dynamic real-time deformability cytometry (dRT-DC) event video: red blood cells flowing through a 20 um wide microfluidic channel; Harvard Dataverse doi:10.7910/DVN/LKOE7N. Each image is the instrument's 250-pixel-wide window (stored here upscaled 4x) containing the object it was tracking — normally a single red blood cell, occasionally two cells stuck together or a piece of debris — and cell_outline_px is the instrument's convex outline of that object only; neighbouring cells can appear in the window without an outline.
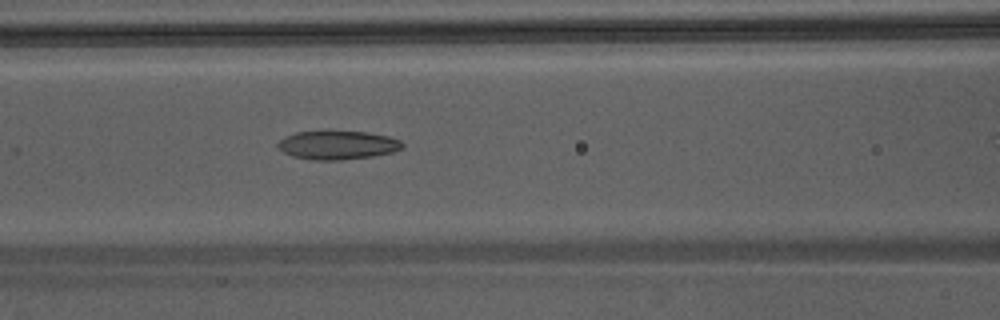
{"species": "Egyptian fruit bat (a non-hibernating species)", "species_latin": "Rousettus aegyptiacus", "temperature_condition": "warm", "stored_images_in_passage": 26, "camera_frame_rate_fps": 3000, "um_per_image_px": 0.085, "animal": {"sex": "male"}, "frame": {"image": 1, "passage_image": 8, "time_ms": 2.333, "image_size_px": [1000, 320], "cell_outline_px": [[404, 144], [400, 148], [392, 152], [372, 156], [340, 160], [312, 160], [292, 156], [276, 148], [276, 144], [280, 140], [296, 132], [328, 128], [368, 132], [388, 136], [400, 140]], "centroid_in_image_um": [28.64, 12.28], "position_along_channel_um": 138.0, "area_um2": 21.56}}
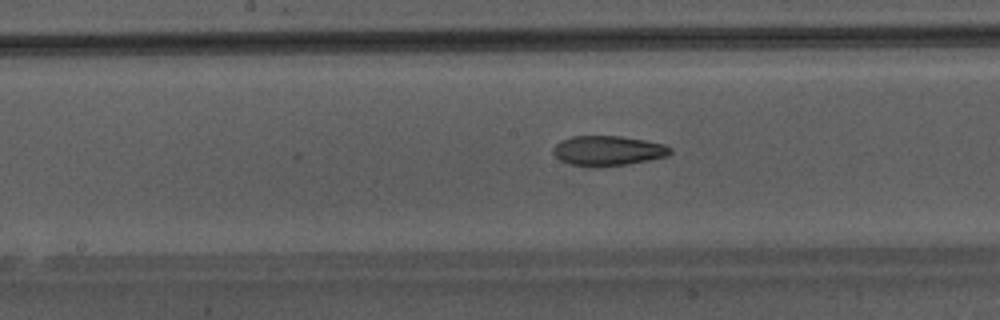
{"frame": {"image": 2, "passage_image": 12, "time_ms": 3.667, "image_size_px": [1000, 320], "cell_outline_px": [[672, 152], [668, 156], [648, 160], [624, 164], [572, 164], [560, 160], [552, 152], [552, 148], [560, 140], [572, 136], [620, 136], [644, 140], [664, 144], [672, 148]], "centroid_in_image_um": [51.69, 12.76], "position_along_channel_um": 196.5, "area_um2": 19.71}}